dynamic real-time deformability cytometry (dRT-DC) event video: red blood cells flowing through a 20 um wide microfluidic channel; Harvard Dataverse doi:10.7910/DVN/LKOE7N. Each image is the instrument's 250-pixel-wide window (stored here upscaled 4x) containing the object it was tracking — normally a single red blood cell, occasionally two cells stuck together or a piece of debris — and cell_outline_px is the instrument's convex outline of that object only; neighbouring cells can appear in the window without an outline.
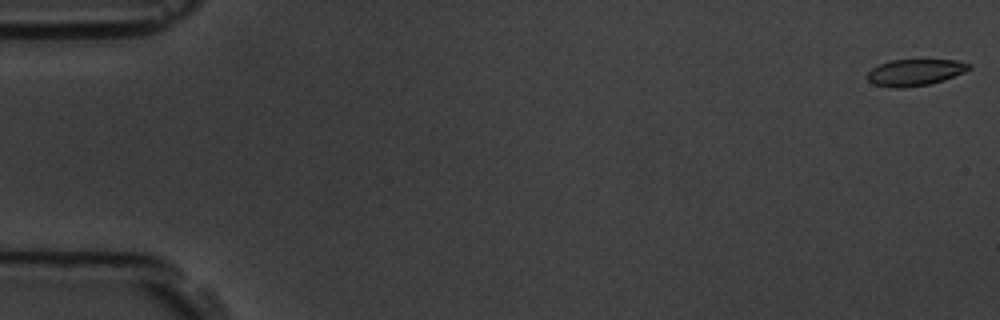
{"species": "common noctule bat (a hibernating species)", "species_latin": "Nyctalus noctula", "temperature_condition": "room temperature", "stored_images_in_passage": 7, "camera_frame_rate_fps": 3000, "um_per_image_px": 0.085, "animal": {"sex": "male", "body_mass_g": 19.5, "forearm_length_mm": 54.6}, "frame": {"image": 1, "passage_image": 1, "time_ms": 0.0, "image_size_px": [1000, 320], "cell_outline_px": [[972, 68], [964, 72], [944, 80], [928, 84], [904, 88], [892, 88], [872, 84], [868, 80], [868, 72], [872, 68], [880, 64], [892, 60], [956, 60], [972, 64]], "centroid_in_image_um": [77.79, 6.16], "position_along_channel_um": 7.2, "area_um2": 15.72}}
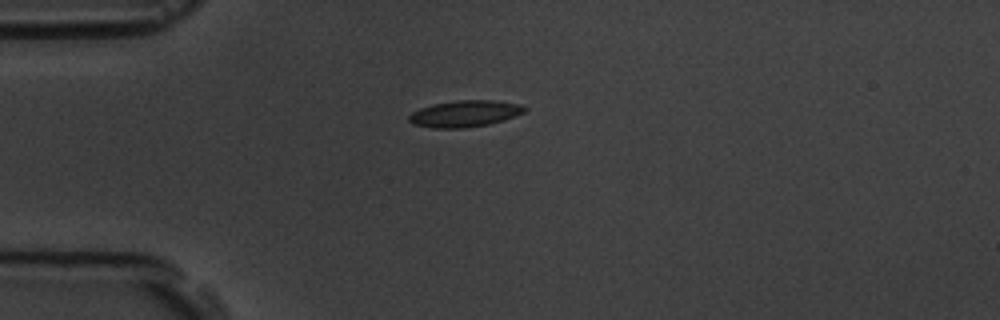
{"frame": {"image": 2, "passage_image": 5, "time_ms": 4.667, "image_size_px": [1000, 320], "cell_outline_px": [[528, 108], [524, 112], [504, 120], [488, 124], [460, 128], [432, 128], [412, 124], [408, 120], [408, 116], [412, 112], [420, 108], [432, 104], [456, 100], [492, 100], [520, 104]], "centroid_in_image_um": [39.48, 9.65], "position_along_channel_um": 45.5, "area_um2": 17.86}}
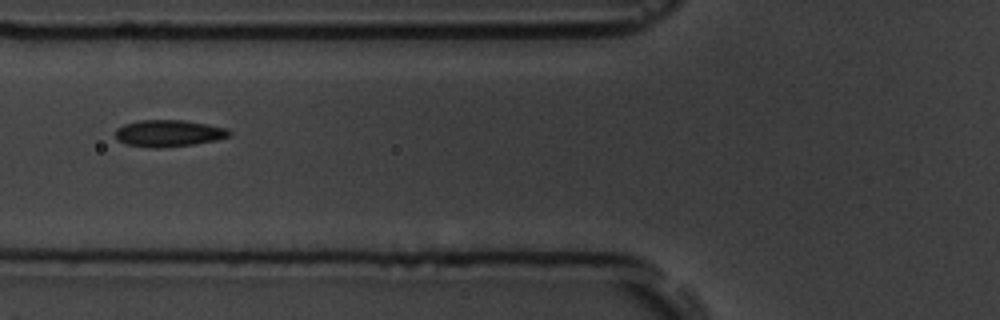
{"frame": {"image": 3, "passage_image": 7, "time_ms": 7.0, "image_size_px": [1000, 320], "cell_outline_px": [[232, 136], [216, 140], [192, 144], [160, 148], [156, 148], [124, 144], [116, 140], [116, 128], [124, 124], [140, 120], [184, 120], [208, 124], [228, 128], [232, 132]], "centroid_in_image_um": [14.35, 11.32], "position_along_channel_um": 111.4, "area_um2": 17.92}}